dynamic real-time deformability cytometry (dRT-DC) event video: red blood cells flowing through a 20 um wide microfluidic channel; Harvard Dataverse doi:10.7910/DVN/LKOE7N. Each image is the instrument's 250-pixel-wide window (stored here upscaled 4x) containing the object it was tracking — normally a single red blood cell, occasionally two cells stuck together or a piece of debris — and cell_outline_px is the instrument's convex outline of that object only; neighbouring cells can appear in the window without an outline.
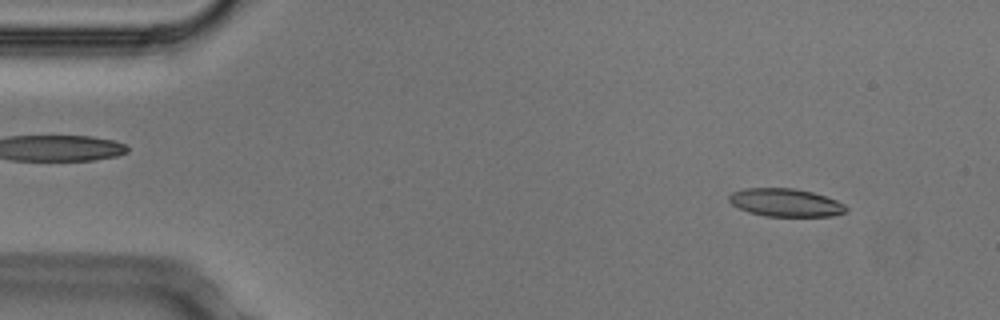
{"species": "Egyptian fruit bat (a non-hibernating species)", "species_latin": "Rousettus aegyptiacus", "temperature_condition": "cold", "stored_images_in_passage": 48, "camera_frame_rate_fps": 3000, "um_per_image_px": 0.085, "animal": {"sex": "male"}, "frame": {"image": 1, "passage_image": 1, "time_ms": 0.0, "image_size_px": [1000, 320], "cell_outline_px": [[848, 212], [832, 216], [764, 216], [748, 212], [732, 204], [728, 200], [728, 196], [732, 192], [744, 188], [792, 188], [812, 192], [836, 200], [844, 204], [848, 208]], "centroid_in_image_um": [66.77, 17.22], "position_along_channel_um": 18.2, "area_um2": 19.13}}
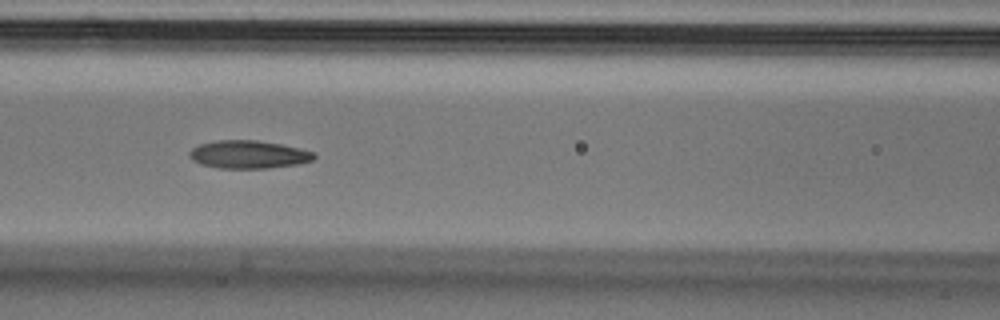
{"frame": {"image": 2, "passage_image": 18, "time_ms": 5.667, "image_size_px": [1000, 320], "cell_outline_px": [[316, 156], [312, 160], [300, 164], [268, 168], [220, 168], [200, 164], [192, 160], [188, 156], [188, 152], [192, 148], [200, 144], [216, 140], [256, 140], [280, 144], [300, 148], [312, 152]], "centroid_in_image_um": [21.09, 13.13], "position_along_channel_um": 145.5, "area_um2": 20.35}}
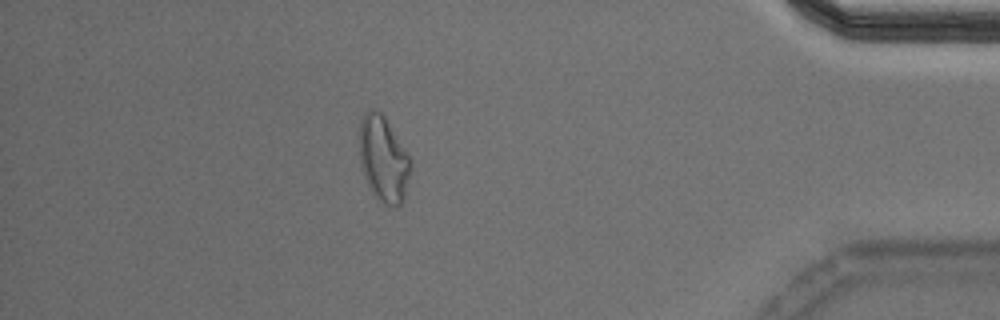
{"frame": {"image": 3, "passage_image": 42, "time_ms": 13.667, "image_size_px": [1000, 320], "cell_outline_px": [[412, 168], [404, 200], [400, 204], [384, 204], [376, 196], [368, 184], [364, 176], [360, 160], [360, 120], [364, 112], [372, 108], [380, 112], [384, 116], [408, 156]], "centroid_in_image_um": [32.59, 13.5], "position_along_channel_um": 402.6, "area_um2": 25.03}, "authors_computed_cell_mechanics": {"area_um2": 20.4034, "velocity_mm_per_s": 3.7569, "shape_relaxation_time_tau1_ms": null, "shape_relaxation_time_tau2_ms": 3.5649, "deformation_change_tau1": null, "deformation_change_tau2": 0.1033}}